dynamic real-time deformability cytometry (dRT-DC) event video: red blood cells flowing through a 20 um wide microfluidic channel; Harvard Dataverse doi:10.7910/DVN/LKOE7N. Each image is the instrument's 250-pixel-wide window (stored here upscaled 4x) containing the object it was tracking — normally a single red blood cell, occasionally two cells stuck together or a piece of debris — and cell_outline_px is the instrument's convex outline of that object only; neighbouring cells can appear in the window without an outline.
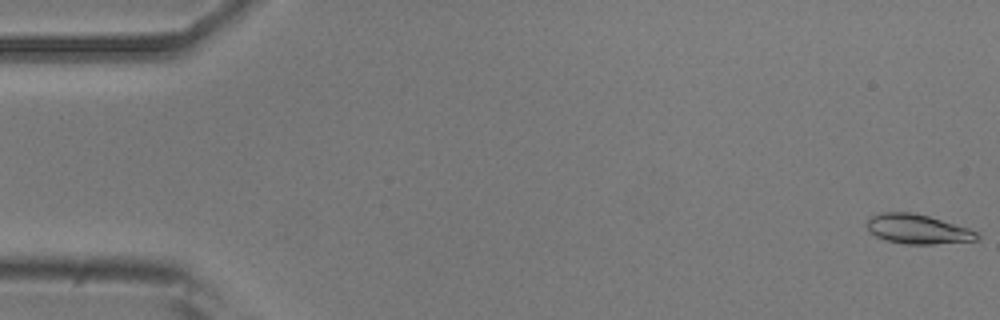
{"species": "common noctule bat (a hibernating species)", "species_latin": "Nyctalus noctula", "temperature_condition": "room temperature", "stored_images_in_passage": 4, "camera_frame_rate_fps": 3000, "um_per_image_px": 0.085, "animal": {"sex": "male", "body_mass_g": 20.5, "forearm_length_mm": 52.5}, "frame": {"image": 1, "passage_image": 1, "time_ms": 0.0, "image_size_px": [1000, 320], "cell_outline_px": [[980, 240], [932, 244], [904, 244], [884, 240], [868, 232], [868, 220], [872, 216], [884, 212], [912, 212], [928, 216], [968, 228], [976, 232], [980, 236]], "centroid_in_image_um": [78.0, 19.49], "position_along_channel_um": 7.0, "area_um2": 18.84}}
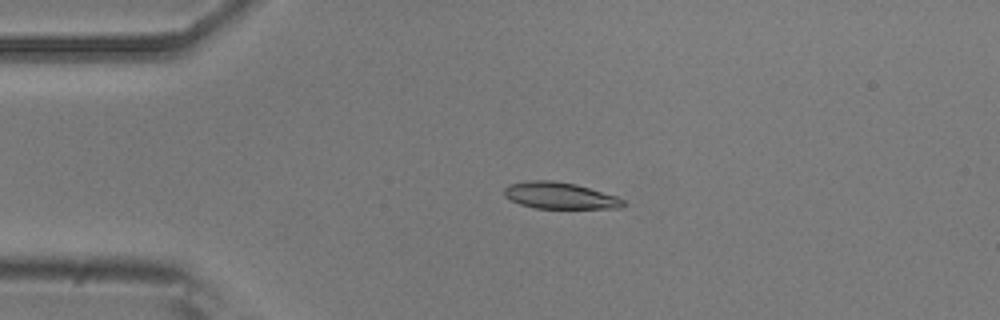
{"frame": {"image": 2, "passage_image": 4, "time_ms": 1.0, "image_size_px": [1000, 320], "cell_outline_px": [[624, 204], [620, 208], [536, 208], [520, 204], [504, 196], [504, 188], [508, 184], [532, 180], [552, 180], [576, 184], [616, 196], [624, 200]], "centroid_in_image_um": [47.56, 16.62], "position_along_channel_um": 37.4, "area_um2": 18.26}}